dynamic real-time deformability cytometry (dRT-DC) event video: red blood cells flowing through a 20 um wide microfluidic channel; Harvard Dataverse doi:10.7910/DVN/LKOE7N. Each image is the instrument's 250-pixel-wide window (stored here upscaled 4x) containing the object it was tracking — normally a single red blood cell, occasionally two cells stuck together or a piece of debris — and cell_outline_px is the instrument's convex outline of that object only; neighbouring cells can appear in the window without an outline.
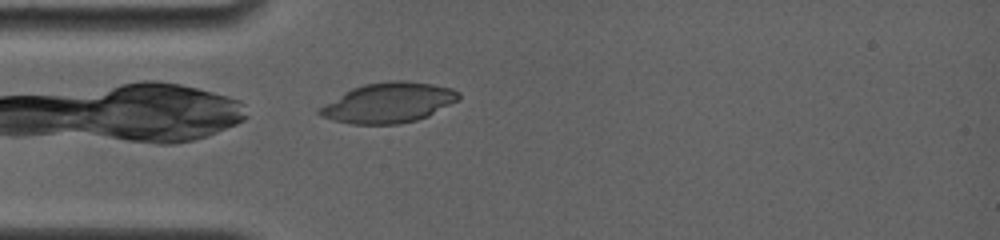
{"species": "common noctule bat (a hibernating species)", "species_latin": "Nyctalus noctula", "temperature_condition": "room temperature", "stored_images_in_passage": 27, "camera_frame_rate_fps": 4000, "um_per_image_px": 0.085, "animal": {"sex": "female", "body_mass_g": 19.0, "forearm_length_mm": 56.7}, "frame": {"image": 1, "passage_image": 1, "time_ms": 0.0, "image_size_px": [1000, 240], "cell_outline_px": [[460, 100], [428, 116], [416, 120], [396, 124], [352, 124], [332, 120], [320, 116], [316, 112], [316, 108], [344, 92], [352, 88], [364, 84], [388, 80], [404, 80], [432, 84], [452, 88], [460, 92]], "centroid_in_image_um": [33.01, 8.73], "position_along_channel_um": 52.0, "area_um2": 32.83}}
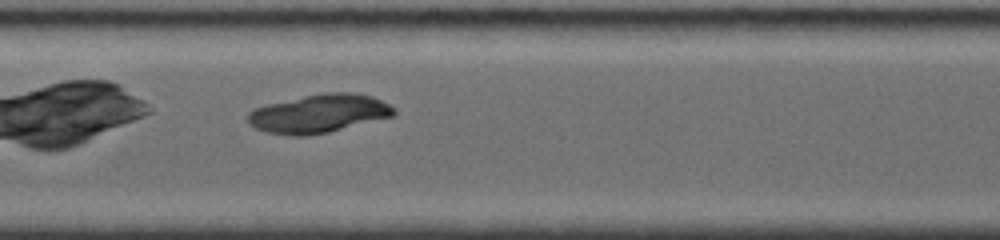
{"frame": {"image": 2, "passage_image": 12, "time_ms": 3.5, "image_size_px": [1000, 240], "cell_outline_px": [[396, 116], [328, 132], [308, 136], [292, 136], [264, 132], [248, 124], [248, 112], [252, 108], [268, 104], [304, 96], [324, 92], [356, 92], [372, 96], [396, 108]], "centroid_in_image_um": [27.12, 9.66], "position_along_channel_um": 180.3, "area_um2": 33.06}}
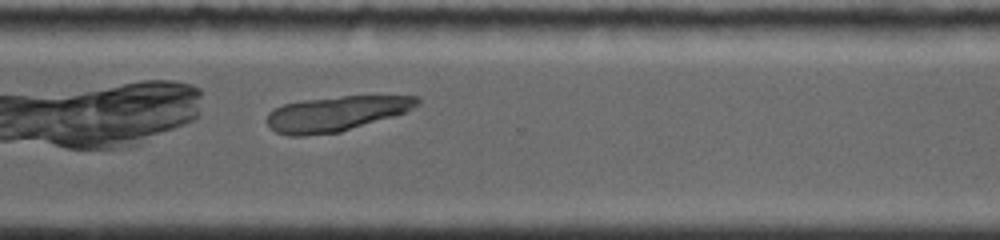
{"frame": {"image": 3, "passage_image": 23, "time_ms": 7.75, "image_size_px": [1000, 240], "cell_outline_px": [[420, 104], [404, 112], [392, 116], [340, 132], [304, 136], [288, 136], [276, 132], [268, 124], [268, 112], [284, 104], [300, 100], [340, 96], [420, 96]], "centroid_in_image_um": [28.55, 9.65], "position_along_channel_um": 342.0, "area_um2": 30.46}}